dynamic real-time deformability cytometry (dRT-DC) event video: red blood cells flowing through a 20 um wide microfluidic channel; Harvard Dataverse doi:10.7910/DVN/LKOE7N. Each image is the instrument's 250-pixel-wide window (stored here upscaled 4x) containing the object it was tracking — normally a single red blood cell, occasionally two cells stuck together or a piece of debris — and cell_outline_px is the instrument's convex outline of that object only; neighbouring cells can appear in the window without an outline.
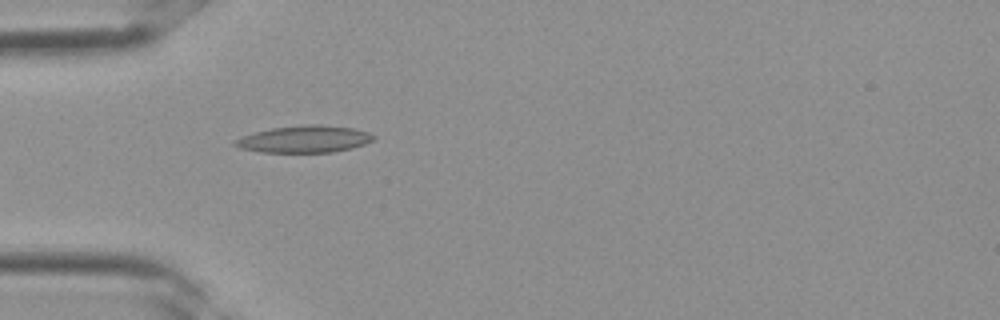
{"species": "Egyptian fruit bat (a non-hibernating species)", "species_latin": "Rousettus aegyptiacus", "temperature_condition": "room temperature", "stored_images_in_passage": 2, "camera_frame_rate_fps": 3000, "um_per_image_px": 0.085, "frame": {"image": 1, "passage_image": 2, "time_ms": 0.333, "image_size_px": [1000, 320], "cell_outline_px": [[376, 136], [372, 140], [364, 144], [352, 148], [332, 152], [260, 152], [240, 148], [232, 144], [232, 140], [240, 136], [272, 128], [308, 124], [320, 124], [352, 128], [368, 132]], "centroid_in_image_um": [25.83, 11.82], "position_along_channel_um": 59.2, "area_um2": 21.79}}